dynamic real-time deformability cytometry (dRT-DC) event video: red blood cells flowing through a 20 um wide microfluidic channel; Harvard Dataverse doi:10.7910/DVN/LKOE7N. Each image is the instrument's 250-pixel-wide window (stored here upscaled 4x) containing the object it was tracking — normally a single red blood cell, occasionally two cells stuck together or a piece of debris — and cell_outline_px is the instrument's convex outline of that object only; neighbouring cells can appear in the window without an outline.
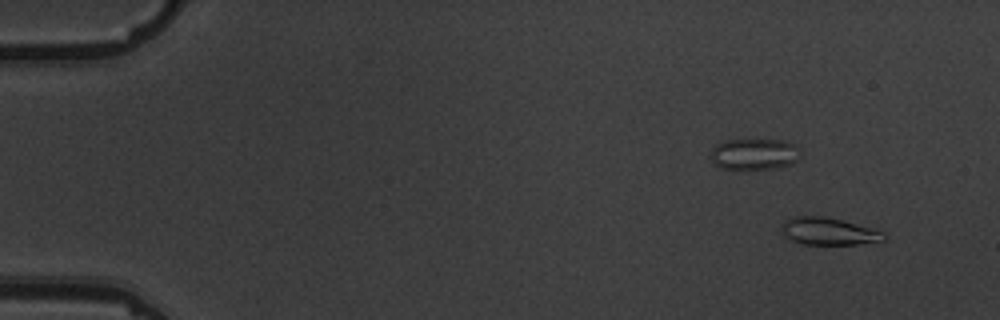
{"species": "common noctule bat (a hibernating species)", "species_latin": "Nyctalus noctula", "temperature_condition": "warm", "stored_images_in_passage": 5, "segment_of_instrument_passage": [2, 2], "camera_frame_rate_fps": 3000, "um_per_image_px": 0.085, "animal": {"sex": "male", "body_mass_g": 19.5, "forearm_length_mm": 54.6}, "frame": {"image": 1, "passage_image": 5, "time_ms": 5.667, "image_size_px": [1000, 320], "cell_outline_px": [[888, 240], [856, 244], [804, 244], [792, 240], [784, 236], [780, 228], [784, 220], [796, 216], [824, 216], [872, 228], [884, 232]], "centroid_in_image_um": [70.43, 19.66], "position_along_channel_um": 14.6, "area_um2": 16.24}}